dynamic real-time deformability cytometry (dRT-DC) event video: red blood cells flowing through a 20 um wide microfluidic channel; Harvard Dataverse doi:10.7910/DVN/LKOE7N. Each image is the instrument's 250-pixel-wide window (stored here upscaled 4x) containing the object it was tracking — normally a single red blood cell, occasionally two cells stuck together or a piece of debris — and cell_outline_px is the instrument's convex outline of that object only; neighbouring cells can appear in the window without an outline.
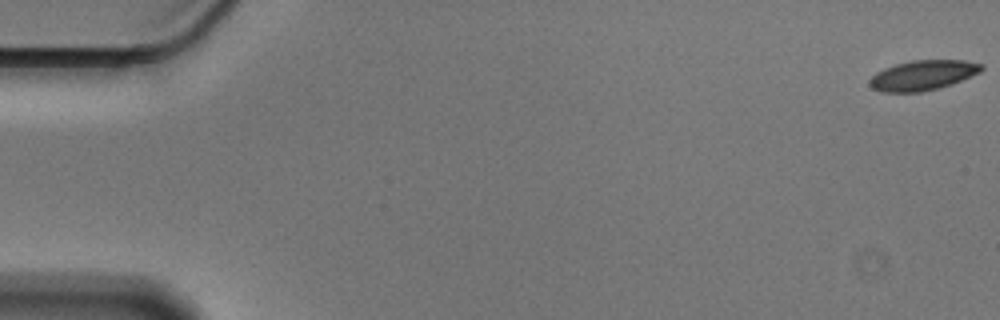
{"species": "Egyptian fruit bat (a non-hibernating species)", "species_latin": "Rousettus aegyptiacus", "temperature_condition": "cold", "stored_images_in_passage": 57, "camera_frame_rate_fps": 3000, "um_per_image_px": 0.085, "animal": {"sex": "male"}, "frame": {"image": 1, "passage_image": 1, "time_ms": 0.0, "image_size_px": [1000, 320], "cell_outline_px": [[984, 68], [980, 72], [952, 84], [920, 92], [880, 92], [872, 88], [868, 84], [868, 80], [876, 72], [884, 68], [896, 64], [912, 60], [964, 60], [984, 64]], "centroid_in_image_um": [78.42, 6.39], "position_along_channel_um": 6.6, "area_um2": 19.59}}
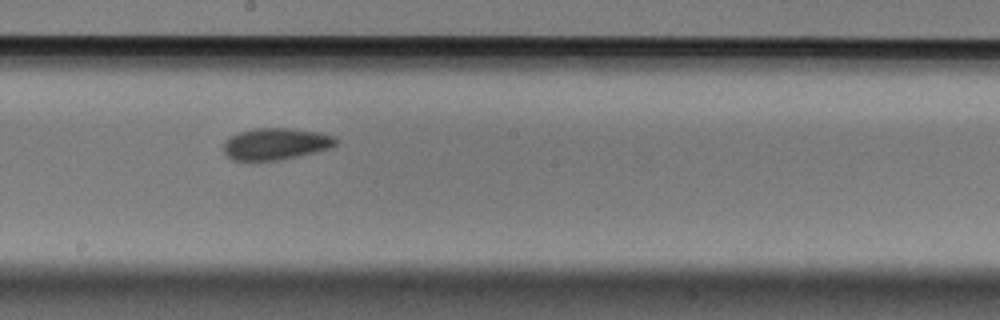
{"frame": {"image": 2, "passage_image": 32, "time_ms": 10.333, "image_size_px": [1000, 320], "cell_outline_px": [[340, 140], [332, 148], [316, 152], [280, 160], [248, 164], [232, 160], [224, 152], [224, 140], [228, 136], [252, 128], [292, 128], [320, 132], [336, 136]], "centroid_in_image_um": [23.42, 12.26], "position_along_channel_um": 224.8, "area_um2": 21.79}}
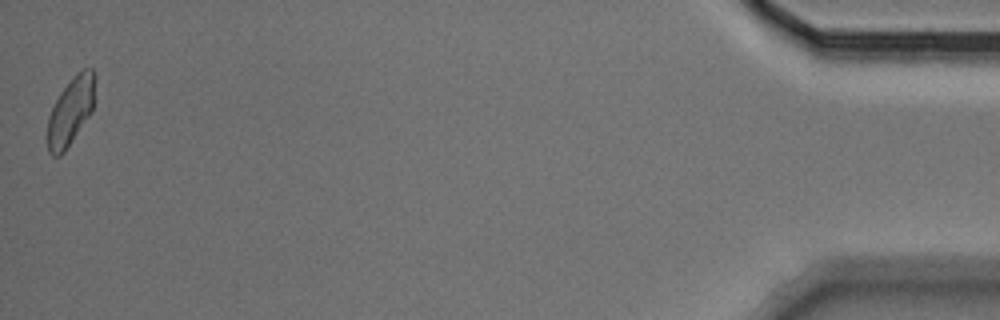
{"frame": {"image": 3, "passage_image": 57, "time_ms": 18.667, "image_size_px": [1000, 320], "cell_outline_px": [[96, 76], [92, 112], [64, 152], [60, 156], [52, 156], [48, 152], [44, 136], [48, 116], [60, 92], [72, 76], [76, 72], [84, 68], [92, 68]], "centroid_in_image_um": [5.97, 9.47], "position_along_channel_um": 429.2, "area_um2": 19.36}, "authors_computed_cell_mechanics": {"area_um2": 20.1722, "velocity_mm_per_s": 3.5444, "shape_relaxation_time_tau1_ms": 4.6775, "shape_relaxation_time_tau2_ms": 7.8334, "deformation_change_tau1": 0.1046, "deformation_change_tau2": 0.1105}}